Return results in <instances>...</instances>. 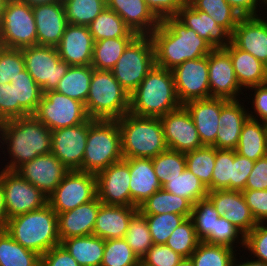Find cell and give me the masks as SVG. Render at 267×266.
Masks as SVG:
<instances>
[{
    "label": "cell",
    "mask_w": 267,
    "mask_h": 266,
    "mask_svg": "<svg viewBox=\"0 0 267 266\" xmlns=\"http://www.w3.org/2000/svg\"><path fill=\"white\" fill-rule=\"evenodd\" d=\"M51 141V131L34 115L1 122L0 152L9 157H3L5 165L0 168L16 171L37 156L51 153Z\"/></svg>",
    "instance_id": "6da1fadb"
},
{
    "label": "cell",
    "mask_w": 267,
    "mask_h": 266,
    "mask_svg": "<svg viewBox=\"0 0 267 266\" xmlns=\"http://www.w3.org/2000/svg\"><path fill=\"white\" fill-rule=\"evenodd\" d=\"M154 47L155 65L173 70L186 60L207 56L213 48L193 29L175 16L165 17L150 34Z\"/></svg>",
    "instance_id": "7a4b0ae2"
},
{
    "label": "cell",
    "mask_w": 267,
    "mask_h": 266,
    "mask_svg": "<svg viewBox=\"0 0 267 266\" xmlns=\"http://www.w3.org/2000/svg\"><path fill=\"white\" fill-rule=\"evenodd\" d=\"M182 106L172 70L156 65L130 94L129 113L139 117H161Z\"/></svg>",
    "instance_id": "3957f363"
},
{
    "label": "cell",
    "mask_w": 267,
    "mask_h": 266,
    "mask_svg": "<svg viewBox=\"0 0 267 266\" xmlns=\"http://www.w3.org/2000/svg\"><path fill=\"white\" fill-rule=\"evenodd\" d=\"M4 230L24 248L40 256L61 244L57 213L49 204L8 219Z\"/></svg>",
    "instance_id": "277c9868"
},
{
    "label": "cell",
    "mask_w": 267,
    "mask_h": 266,
    "mask_svg": "<svg viewBox=\"0 0 267 266\" xmlns=\"http://www.w3.org/2000/svg\"><path fill=\"white\" fill-rule=\"evenodd\" d=\"M117 122L124 159H152L167 149L159 117H139L126 113Z\"/></svg>",
    "instance_id": "5b68a950"
},
{
    "label": "cell",
    "mask_w": 267,
    "mask_h": 266,
    "mask_svg": "<svg viewBox=\"0 0 267 266\" xmlns=\"http://www.w3.org/2000/svg\"><path fill=\"white\" fill-rule=\"evenodd\" d=\"M123 159L117 120L88 118L87 142L82 167L78 171L96 175Z\"/></svg>",
    "instance_id": "8992f818"
},
{
    "label": "cell",
    "mask_w": 267,
    "mask_h": 266,
    "mask_svg": "<svg viewBox=\"0 0 267 266\" xmlns=\"http://www.w3.org/2000/svg\"><path fill=\"white\" fill-rule=\"evenodd\" d=\"M85 110L93 120H118L129 113L130 95L111 70L93 68Z\"/></svg>",
    "instance_id": "52a82bcc"
},
{
    "label": "cell",
    "mask_w": 267,
    "mask_h": 266,
    "mask_svg": "<svg viewBox=\"0 0 267 266\" xmlns=\"http://www.w3.org/2000/svg\"><path fill=\"white\" fill-rule=\"evenodd\" d=\"M154 65V47L150 35H137L128 44L111 71L130 95Z\"/></svg>",
    "instance_id": "ba28073f"
},
{
    "label": "cell",
    "mask_w": 267,
    "mask_h": 266,
    "mask_svg": "<svg viewBox=\"0 0 267 266\" xmlns=\"http://www.w3.org/2000/svg\"><path fill=\"white\" fill-rule=\"evenodd\" d=\"M37 45L35 17L27 3L6 1L0 19V46L21 49Z\"/></svg>",
    "instance_id": "9c48e42d"
},
{
    "label": "cell",
    "mask_w": 267,
    "mask_h": 266,
    "mask_svg": "<svg viewBox=\"0 0 267 266\" xmlns=\"http://www.w3.org/2000/svg\"><path fill=\"white\" fill-rule=\"evenodd\" d=\"M33 115L50 131L73 127L89 118L82 102L56 90L43 93Z\"/></svg>",
    "instance_id": "30bf717a"
},
{
    "label": "cell",
    "mask_w": 267,
    "mask_h": 266,
    "mask_svg": "<svg viewBox=\"0 0 267 266\" xmlns=\"http://www.w3.org/2000/svg\"><path fill=\"white\" fill-rule=\"evenodd\" d=\"M21 50L25 69L42 92L55 90L70 67L67 62L61 60L56 47L35 45Z\"/></svg>",
    "instance_id": "8fae6325"
},
{
    "label": "cell",
    "mask_w": 267,
    "mask_h": 266,
    "mask_svg": "<svg viewBox=\"0 0 267 266\" xmlns=\"http://www.w3.org/2000/svg\"><path fill=\"white\" fill-rule=\"evenodd\" d=\"M0 182L8 219L41 209L48 204V198L16 171L0 168Z\"/></svg>",
    "instance_id": "7c38bea8"
},
{
    "label": "cell",
    "mask_w": 267,
    "mask_h": 266,
    "mask_svg": "<svg viewBox=\"0 0 267 266\" xmlns=\"http://www.w3.org/2000/svg\"><path fill=\"white\" fill-rule=\"evenodd\" d=\"M96 196L95 174L71 170L48 197V204L59 214L73 210L93 200Z\"/></svg>",
    "instance_id": "4fadbf2b"
},
{
    "label": "cell",
    "mask_w": 267,
    "mask_h": 266,
    "mask_svg": "<svg viewBox=\"0 0 267 266\" xmlns=\"http://www.w3.org/2000/svg\"><path fill=\"white\" fill-rule=\"evenodd\" d=\"M179 101L210 98L208 78V55L202 58L186 60L172 70Z\"/></svg>",
    "instance_id": "5bb4252c"
},
{
    "label": "cell",
    "mask_w": 267,
    "mask_h": 266,
    "mask_svg": "<svg viewBox=\"0 0 267 266\" xmlns=\"http://www.w3.org/2000/svg\"><path fill=\"white\" fill-rule=\"evenodd\" d=\"M168 149L188 152L203 147L191 114L184 105L160 117Z\"/></svg>",
    "instance_id": "9a60e30c"
},
{
    "label": "cell",
    "mask_w": 267,
    "mask_h": 266,
    "mask_svg": "<svg viewBox=\"0 0 267 266\" xmlns=\"http://www.w3.org/2000/svg\"><path fill=\"white\" fill-rule=\"evenodd\" d=\"M208 78L210 97L238 100L245 95L236 79L230 55L223 48L208 54Z\"/></svg>",
    "instance_id": "2e32d148"
},
{
    "label": "cell",
    "mask_w": 267,
    "mask_h": 266,
    "mask_svg": "<svg viewBox=\"0 0 267 266\" xmlns=\"http://www.w3.org/2000/svg\"><path fill=\"white\" fill-rule=\"evenodd\" d=\"M88 135V119L73 127L51 131V153L70 171L82 167Z\"/></svg>",
    "instance_id": "e0dca14e"
},
{
    "label": "cell",
    "mask_w": 267,
    "mask_h": 266,
    "mask_svg": "<svg viewBox=\"0 0 267 266\" xmlns=\"http://www.w3.org/2000/svg\"><path fill=\"white\" fill-rule=\"evenodd\" d=\"M96 176L97 197L102 204L131 206L129 165L121 160Z\"/></svg>",
    "instance_id": "ac0fdd59"
},
{
    "label": "cell",
    "mask_w": 267,
    "mask_h": 266,
    "mask_svg": "<svg viewBox=\"0 0 267 266\" xmlns=\"http://www.w3.org/2000/svg\"><path fill=\"white\" fill-rule=\"evenodd\" d=\"M70 170L52 153L39 155L24 163L18 172L29 183L37 187L47 198L55 191Z\"/></svg>",
    "instance_id": "d6986e66"
},
{
    "label": "cell",
    "mask_w": 267,
    "mask_h": 266,
    "mask_svg": "<svg viewBox=\"0 0 267 266\" xmlns=\"http://www.w3.org/2000/svg\"><path fill=\"white\" fill-rule=\"evenodd\" d=\"M207 198L214 205L216 212L231 222L244 235L258 223L255 221L242 191H208Z\"/></svg>",
    "instance_id": "ffe728a7"
},
{
    "label": "cell",
    "mask_w": 267,
    "mask_h": 266,
    "mask_svg": "<svg viewBox=\"0 0 267 266\" xmlns=\"http://www.w3.org/2000/svg\"><path fill=\"white\" fill-rule=\"evenodd\" d=\"M232 42L267 66V16L242 17L234 29Z\"/></svg>",
    "instance_id": "44dd1931"
},
{
    "label": "cell",
    "mask_w": 267,
    "mask_h": 266,
    "mask_svg": "<svg viewBox=\"0 0 267 266\" xmlns=\"http://www.w3.org/2000/svg\"><path fill=\"white\" fill-rule=\"evenodd\" d=\"M227 101L224 98L210 97L191 100L184 104L191 114L203 146H214L216 148L221 107Z\"/></svg>",
    "instance_id": "7402d4cb"
},
{
    "label": "cell",
    "mask_w": 267,
    "mask_h": 266,
    "mask_svg": "<svg viewBox=\"0 0 267 266\" xmlns=\"http://www.w3.org/2000/svg\"><path fill=\"white\" fill-rule=\"evenodd\" d=\"M94 40L88 26L68 24L56 46L61 60L70 66L92 64Z\"/></svg>",
    "instance_id": "603a6c76"
},
{
    "label": "cell",
    "mask_w": 267,
    "mask_h": 266,
    "mask_svg": "<svg viewBox=\"0 0 267 266\" xmlns=\"http://www.w3.org/2000/svg\"><path fill=\"white\" fill-rule=\"evenodd\" d=\"M36 31L37 45L56 47L66 30L68 20L62 1L32 7Z\"/></svg>",
    "instance_id": "cb8c5ba5"
},
{
    "label": "cell",
    "mask_w": 267,
    "mask_h": 266,
    "mask_svg": "<svg viewBox=\"0 0 267 266\" xmlns=\"http://www.w3.org/2000/svg\"><path fill=\"white\" fill-rule=\"evenodd\" d=\"M175 17L193 29L213 49L225 48L232 42V34L225 27L218 25L207 13L194 9L188 2Z\"/></svg>",
    "instance_id": "d4e9b609"
},
{
    "label": "cell",
    "mask_w": 267,
    "mask_h": 266,
    "mask_svg": "<svg viewBox=\"0 0 267 266\" xmlns=\"http://www.w3.org/2000/svg\"><path fill=\"white\" fill-rule=\"evenodd\" d=\"M243 99L228 100L221 107L216 136L217 149H236L242 127L249 118L248 110L251 109L244 104L246 101Z\"/></svg>",
    "instance_id": "484cf974"
},
{
    "label": "cell",
    "mask_w": 267,
    "mask_h": 266,
    "mask_svg": "<svg viewBox=\"0 0 267 266\" xmlns=\"http://www.w3.org/2000/svg\"><path fill=\"white\" fill-rule=\"evenodd\" d=\"M101 204L96 196L73 210L57 214L60 241L70 237L92 235Z\"/></svg>",
    "instance_id": "4316f807"
},
{
    "label": "cell",
    "mask_w": 267,
    "mask_h": 266,
    "mask_svg": "<svg viewBox=\"0 0 267 266\" xmlns=\"http://www.w3.org/2000/svg\"><path fill=\"white\" fill-rule=\"evenodd\" d=\"M129 165L131 206L139 207L147 198L162 188L152 164V159H123Z\"/></svg>",
    "instance_id": "83f0119b"
},
{
    "label": "cell",
    "mask_w": 267,
    "mask_h": 266,
    "mask_svg": "<svg viewBox=\"0 0 267 266\" xmlns=\"http://www.w3.org/2000/svg\"><path fill=\"white\" fill-rule=\"evenodd\" d=\"M106 3L138 35H150L159 26L160 20L144 0H106Z\"/></svg>",
    "instance_id": "f1b7e54d"
},
{
    "label": "cell",
    "mask_w": 267,
    "mask_h": 266,
    "mask_svg": "<svg viewBox=\"0 0 267 266\" xmlns=\"http://www.w3.org/2000/svg\"><path fill=\"white\" fill-rule=\"evenodd\" d=\"M138 207L101 204L93 235L103 240L125 238L131 217Z\"/></svg>",
    "instance_id": "f546056e"
},
{
    "label": "cell",
    "mask_w": 267,
    "mask_h": 266,
    "mask_svg": "<svg viewBox=\"0 0 267 266\" xmlns=\"http://www.w3.org/2000/svg\"><path fill=\"white\" fill-rule=\"evenodd\" d=\"M223 49L230 55L236 79L246 95V90L250 87L266 84L265 64L252 54L239 49L233 42Z\"/></svg>",
    "instance_id": "4dcf8cb0"
},
{
    "label": "cell",
    "mask_w": 267,
    "mask_h": 266,
    "mask_svg": "<svg viewBox=\"0 0 267 266\" xmlns=\"http://www.w3.org/2000/svg\"><path fill=\"white\" fill-rule=\"evenodd\" d=\"M235 151L256 161L267 155V123L248 118L242 127Z\"/></svg>",
    "instance_id": "1f68e13d"
},
{
    "label": "cell",
    "mask_w": 267,
    "mask_h": 266,
    "mask_svg": "<svg viewBox=\"0 0 267 266\" xmlns=\"http://www.w3.org/2000/svg\"><path fill=\"white\" fill-rule=\"evenodd\" d=\"M61 244L80 266H101L105 240L96 235L70 237Z\"/></svg>",
    "instance_id": "d6a6232c"
},
{
    "label": "cell",
    "mask_w": 267,
    "mask_h": 266,
    "mask_svg": "<svg viewBox=\"0 0 267 266\" xmlns=\"http://www.w3.org/2000/svg\"><path fill=\"white\" fill-rule=\"evenodd\" d=\"M193 204L186 198L174 195L163 188L147 198L138 210L144 215L174 213L191 217Z\"/></svg>",
    "instance_id": "836d02e7"
},
{
    "label": "cell",
    "mask_w": 267,
    "mask_h": 266,
    "mask_svg": "<svg viewBox=\"0 0 267 266\" xmlns=\"http://www.w3.org/2000/svg\"><path fill=\"white\" fill-rule=\"evenodd\" d=\"M88 27L94 42L102 39L136 37L138 35L116 12L107 7Z\"/></svg>",
    "instance_id": "e575fe53"
},
{
    "label": "cell",
    "mask_w": 267,
    "mask_h": 266,
    "mask_svg": "<svg viewBox=\"0 0 267 266\" xmlns=\"http://www.w3.org/2000/svg\"><path fill=\"white\" fill-rule=\"evenodd\" d=\"M93 67L70 66L65 75L60 79L57 92L82 102L84 105L90 88Z\"/></svg>",
    "instance_id": "d590c367"
},
{
    "label": "cell",
    "mask_w": 267,
    "mask_h": 266,
    "mask_svg": "<svg viewBox=\"0 0 267 266\" xmlns=\"http://www.w3.org/2000/svg\"><path fill=\"white\" fill-rule=\"evenodd\" d=\"M41 256L24 248L0 229V266H40Z\"/></svg>",
    "instance_id": "8d00e7d4"
},
{
    "label": "cell",
    "mask_w": 267,
    "mask_h": 266,
    "mask_svg": "<svg viewBox=\"0 0 267 266\" xmlns=\"http://www.w3.org/2000/svg\"><path fill=\"white\" fill-rule=\"evenodd\" d=\"M134 38L120 37L95 41L91 66L98 70H111Z\"/></svg>",
    "instance_id": "74e56055"
},
{
    "label": "cell",
    "mask_w": 267,
    "mask_h": 266,
    "mask_svg": "<svg viewBox=\"0 0 267 266\" xmlns=\"http://www.w3.org/2000/svg\"><path fill=\"white\" fill-rule=\"evenodd\" d=\"M165 191L188 199L193 205L207 198L208 189L201 180L187 168L162 187Z\"/></svg>",
    "instance_id": "f35d334b"
},
{
    "label": "cell",
    "mask_w": 267,
    "mask_h": 266,
    "mask_svg": "<svg viewBox=\"0 0 267 266\" xmlns=\"http://www.w3.org/2000/svg\"><path fill=\"white\" fill-rule=\"evenodd\" d=\"M10 83L14 86L15 103H19L29 115H33L43 96L41 88L26 69Z\"/></svg>",
    "instance_id": "ab89813d"
},
{
    "label": "cell",
    "mask_w": 267,
    "mask_h": 266,
    "mask_svg": "<svg viewBox=\"0 0 267 266\" xmlns=\"http://www.w3.org/2000/svg\"><path fill=\"white\" fill-rule=\"evenodd\" d=\"M187 2L194 9L207 13L218 25L225 27L231 34L242 18L226 0H187Z\"/></svg>",
    "instance_id": "60d3db41"
},
{
    "label": "cell",
    "mask_w": 267,
    "mask_h": 266,
    "mask_svg": "<svg viewBox=\"0 0 267 266\" xmlns=\"http://www.w3.org/2000/svg\"><path fill=\"white\" fill-rule=\"evenodd\" d=\"M237 250L200 241L190 256L194 266H232Z\"/></svg>",
    "instance_id": "b9f144b4"
},
{
    "label": "cell",
    "mask_w": 267,
    "mask_h": 266,
    "mask_svg": "<svg viewBox=\"0 0 267 266\" xmlns=\"http://www.w3.org/2000/svg\"><path fill=\"white\" fill-rule=\"evenodd\" d=\"M186 168L196 175L204 186L211 191V179L215 164V147L203 146L185 152Z\"/></svg>",
    "instance_id": "7bdbcfd3"
},
{
    "label": "cell",
    "mask_w": 267,
    "mask_h": 266,
    "mask_svg": "<svg viewBox=\"0 0 267 266\" xmlns=\"http://www.w3.org/2000/svg\"><path fill=\"white\" fill-rule=\"evenodd\" d=\"M68 23L89 26L107 7L106 0H62Z\"/></svg>",
    "instance_id": "ee69618b"
},
{
    "label": "cell",
    "mask_w": 267,
    "mask_h": 266,
    "mask_svg": "<svg viewBox=\"0 0 267 266\" xmlns=\"http://www.w3.org/2000/svg\"><path fill=\"white\" fill-rule=\"evenodd\" d=\"M152 164L158 181L163 187L186 169V156L184 152L167 148L152 158Z\"/></svg>",
    "instance_id": "f6af8a7d"
},
{
    "label": "cell",
    "mask_w": 267,
    "mask_h": 266,
    "mask_svg": "<svg viewBox=\"0 0 267 266\" xmlns=\"http://www.w3.org/2000/svg\"><path fill=\"white\" fill-rule=\"evenodd\" d=\"M125 240L139 259H141L153 246L145 215L139 210H137L131 217Z\"/></svg>",
    "instance_id": "bcb514c9"
},
{
    "label": "cell",
    "mask_w": 267,
    "mask_h": 266,
    "mask_svg": "<svg viewBox=\"0 0 267 266\" xmlns=\"http://www.w3.org/2000/svg\"><path fill=\"white\" fill-rule=\"evenodd\" d=\"M220 215L208 198L196 202L192 207L191 219L200 241H206L214 233V225Z\"/></svg>",
    "instance_id": "7dc6e473"
},
{
    "label": "cell",
    "mask_w": 267,
    "mask_h": 266,
    "mask_svg": "<svg viewBox=\"0 0 267 266\" xmlns=\"http://www.w3.org/2000/svg\"><path fill=\"white\" fill-rule=\"evenodd\" d=\"M139 257L127 244L125 238L105 240L101 266H138Z\"/></svg>",
    "instance_id": "c3c4849f"
},
{
    "label": "cell",
    "mask_w": 267,
    "mask_h": 266,
    "mask_svg": "<svg viewBox=\"0 0 267 266\" xmlns=\"http://www.w3.org/2000/svg\"><path fill=\"white\" fill-rule=\"evenodd\" d=\"M199 242L194 223L191 218H187L172 232L165 245L182 257L190 258Z\"/></svg>",
    "instance_id": "681fc988"
},
{
    "label": "cell",
    "mask_w": 267,
    "mask_h": 266,
    "mask_svg": "<svg viewBox=\"0 0 267 266\" xmlns=\"http://www.w3.org/2000/svg\"><path fill=\"white\" fill-rule=\"evenodd\" d=\"M153 244L164 245L172 232L187 218L183 215L166 213L145 215Z\"/></svg>",
    "instance_id": "f907efd6"
},
{
    "label": "cell",
    "mask_w": 267,
    "mask_h": 266,
    "mask_svg": "<svg viewBox=\"0 0 267 266\" xmlns=\"http://www.w3.org/2000/svg\"><path fill=\"white\" fill-rule=\"evenodd\" d=\"M234 150L215 148V164L211 179V191L230 190Z\"/></svg>",
    "instance_id": "816d5d0a"
},
{
    "label": "cell",
    "mask_w": 267,
    "mask_h": 266,
    "mask_svg": "<svg viewBox=\"0 0 267 266\" xmlns=\"http://www.w3.org/2000/svg\"><path fill=\"white\" fill-rule=\"evenodd\" d=\"M244 239L245 235L241 231H239L231 222L220 216L215 222L214 233L205 242L226 246L236 250V247L238 249L240 247L241 249H244Z\"/></svg>",
    "instance_id": "f5cc1de1"
},
{
    "label": "cell",
    "mask_w": 267,
    "mask_h": 266,
    "mask_svg": "<svg viewBox=\"0 0 267 266\" xmlns=\"http://www.w3.org/2000/svg\"><path fill=\"white\" fill-rule=\"evenodd\" d=\"M25 69L21 49L0 46V83H10Z\"/></svg>",
    "instance_id": "db71d44e"
},
{
    "label": "cell",
    "mask_w": 267,
    "mask_h": 266,
    "mask_svg": "<svg viewBox=\"0 0 267 266\" xmlns=\"http://www.w3.org/2000/svg\"><path fill=\"white\" fill-rule=\"evenodd\" d=\"M253 259L267 263V222L258 223L245 235L244 250Z\"/></svg>",
    "instance_id": "11a10c76"
},
{
    "label": "cell",
    "mask_w": 267,
    "mask_h": 266,
    "mask_svg": "<svg viewBox=\"0 0 267 266\" xmlns=\"http://www.w3.org/2000/svg\"><path fill=\"white\" fill-rule=\"evenodd\" d=\"M28 115L19 103H15L14 86L0 83V123Z\"/></svg>",
    "instance_id": "9f6ffc18"
},
{
    "label": "cell",
    "mask_w": 267,
    "mask_h": 266,
    "mask_svg": "<svg viewBox=\"0 0 267 266\" xmlns=\"http://www.w3.org/2000/svg\"><path fill=\"white\" fill-rule=\"evenodd\" d=\"M183 258L165 244H153L140 262L145 266H177Z\"/></svg>",
    "instance_id": "6f0895ef"
},
{
    "label": "cell",
    "mask_w": 267,
    "mask_h": 266,
    "mask_svg": "<svg viewBox=\"0 0 267 266\" xmlns=\"http://www.w3.org/2000/svg\"><path fill=\"white\" fill-rule=\"evenodd\" d=\"M255 161L241 156L234 150V162H232V179H230V190L243 191Z\"/></svg>",
    "instance_id": "680465c9"
},
{
    "label": "cell",
    "mask_w": 267,
    "mask_h": 266,
    "mask_svg": "<svg viewBox=\"0 0 267 266\" xmlns=\"http://www.w3.org/2000/svg\"><path fill=\"white\" fill-rule=\"evenodd\" d=\"M249 90L254 93L251 94ZM246 91L251 95H249L250 98L247 97L246 99L251 101L246 99L245 101H248L247 105L250 102L252 104L250 107L253 109L248 110L249 118L267 123V84L253 86Z\"/></svg>",
    "instance_id": "91938a15"
},
{
    "label": "cell",
    "mask_w": 267,
    "mask_h": 266,
    "mask_svg": "<svg viewBox=\"0 0 267 266\" xmlns=\"http://www.w3.org/2000/svg\"><path fill=\"white\" fill-rule=\"evenodd\" d=\"M242 193L255 221L267 222V190H243Z\"/></svg>",
    "instance_id": "94428289"
},
{
    "label": "cell",
    "mask_w": 267,
    "mask_h": 266,
    "mask_svg": "<svg viewBox=\"0 0 267 266\" xmlns=\"http://www.w3.org/2000/svg\"><path fill=\"white\" fill-rule=\"evenodd\" d=\"M40 266H80L67 249L59 244L44 253L40 258Z\"/></svg>",
    "instance_id": "6125c7cd"
},
{
    "label": "cell",
    "mask_w": 267,
    "mask_h": 266,
    "mask_svg": "<svg viewBox=\"0 0 267 266\" xmlns=\"http://www.w3.org/2000/svg\"><path fill=\"white\" fill-rule=\"evenodd\" d=\"M148 8L161 21L165 17H174L187 3V0H144Z\"/></svg>",
    "instance_id": "be15d7a7"
},
{
    "label": "cell",
    "mask_w": 267,
    "mask_h": 266,
    "mask_svg": "<svg viewBox=\"0 0 267 266\" xmlns=\"http://www.w3.org/2000/svg\"><path fill=\"white\" fill-rule=\"evenodd\" d=\"M245 190H267V155L255 161Z\"/></svg>",
    "instance_id": "e7e4bbea"
},
{
    "label": "cell",
    "mask_w": 267,
    "mask_h": 266,
    "mask_svg": "<svg viewBox=\"0 0 267 266\" xmlns=\"http://www.w3.org/2000/svg\"><path fill=\"white\" fill-rule=\"evenodd\" d=\"M241 17L262 15L261 0H226ZM259 12V13H258ZM261 12V14H260Z\"/></svg>",
    "instance_id": "03108f58"
},
{
    "label": "cell",
    "mask_w": 267,
    "mask_h": 266,
    "mask_svg": "<svg viewBox=\"0 0 267 266\" xmlns=\"http://www.w3.org/2000/svg\"><path fill=\"white\" fill-rule=\"evenodd\" d=\"M8 217L5 209V199L2 184L0 182V229H5Z\"/></svg>",
    "instance_id": "003e7915"
},
{
    "label": "cell",
    "mask_w": 267,
    "mask_h": 266,
    "mask_svg": "<svg viewBox=\"0 0 267 266\" xmlns=\"http://www.w3.org/2000/svg\"><path fill=\"white\" fill-rule=\"evenodd\" d=\"M237 257L238 256L236 255L232 266H267V263H265L263 261L256 260V259H252L251 256H248V257H250V261H249L248 257L246 258L247 260L245 258H243L242 256L241 257L239 256L240 259ZM242 258L244 259V262L241 260Z\"/></svg>",
    "instance_id": "a7ac6f4b"
},
{
    "label": "cell",
    "mask_w": 267,
    "mask_h": 266,
    "mask_svg": "<svg viewBox=\"0 0 267 266\" xmlns=\"http://www.w3.org/2000/svg\"><path fill=\"white\" fill-rule=\"evenodd\" d=\"M27 3L30 7H35L38 5L48 4L52 2L62 1V0H21Z\"/></svg>",
    "instance_id": "89a4df30"
},
{
    "label": "cell",
    "mask_w": 267,
    "mask_h": 266,
    "mask_svg": "<svg viewBox=\"0 0 267 266\" xmlns=\"http://www.w3.org/2000/svg\"><path fill=\"white\" fill-rule=\"evenodd\" d=\"M177 266H194L190 258H183Z\"/></svg>",
    "instance_id": "2644e50d"
},
{
    "label": "cell",
    "mask_w": 267,
    "mask_h": 266,
    "mask_svg": "<svg viewBox=\"0 0 267 266\" xmlns=\"http://www.w3.org/2000/svg\"><path fill=\"white\" fill-rule=\"evenodd\" d=\"M261 7H262L263 10L265 9V11H262V15L266 16L267 14H265V13H267L266 12L267 11V0H261Z\"/></svg>",
    "instance_id": "8c879c8a"
},
{
    "label": "cell",
    "mask_w": 267,
    "mask_h": 266,
    "mask_svg": "<svg viewBox=\"0 0 267 266\" xmlns=\"http://www.w3.org/2000/svg\"><path fill=\"white\" fill-rule=\"evenodd\" d=\"M5 0H0V19H1V16H2V12H3V8H4V5H5Z\"/></svg>",
    "instance_id": "753ad0ef"
}]
</instances>
